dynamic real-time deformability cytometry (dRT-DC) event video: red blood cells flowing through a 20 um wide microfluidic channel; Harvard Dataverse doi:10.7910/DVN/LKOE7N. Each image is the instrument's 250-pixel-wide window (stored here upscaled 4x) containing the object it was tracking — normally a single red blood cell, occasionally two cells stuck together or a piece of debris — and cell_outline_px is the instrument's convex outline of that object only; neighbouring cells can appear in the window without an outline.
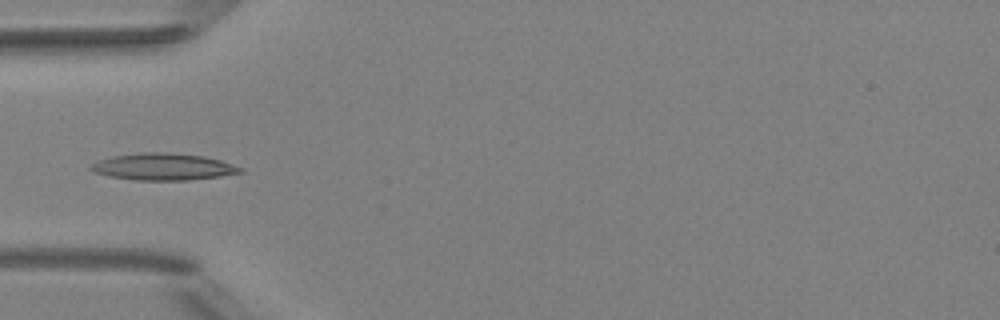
{"species": "Egyptian fruit bat (a non-hibernating species)", "species_latin": "Rousettus aegyptiacus", "temperature_condition": "room temperature", "stored_images_in_passage": 6, "camera_frame_rate_fps": 3000, "um_per_image_px": 0.085, "animal": {"sex": "female"}, "frame": {"image": 1, "passage_image": 5, "time_ms": 4.667, "image_size_px": [1000, 320], "cell_outline_px": [[244, 172], [220, 176], [188, 180], [136, 180], [108, 176], [92, 172], [88, 168], [92, 164], [100, 160], [112, 156], [140, 152], [168, 152], [204, 156], [220, 160], [244, 168]], "centroid_in_image_um": [13.87, 14.17], "position_along_channel_um": 71.1, "area_um2": 23.47}}
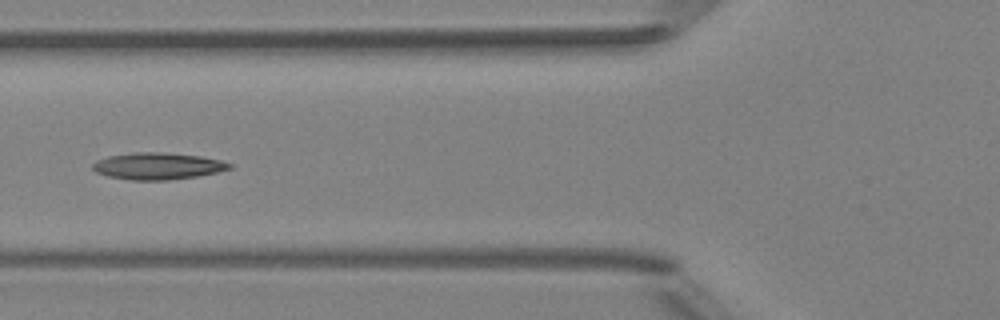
{"frame": {"image": 2, "passage_image": 6, "time_ms": 5.667, "image_size_px": [1000, 320], "cell_outline_px": [[232, 168], [216, 172], [196, 176], [168, 180], [128, 180], [108, 176], [96, 172], [92, 168], [92, 164], [96, 160], [108, 156], [132, 152], [160, 152], [200, 156], [220, 160], [232, 164]], "centroid_in_image_um": [13.36, 14.11], "position_along_channel_um": 112.4, "area_um2": 21.33}}